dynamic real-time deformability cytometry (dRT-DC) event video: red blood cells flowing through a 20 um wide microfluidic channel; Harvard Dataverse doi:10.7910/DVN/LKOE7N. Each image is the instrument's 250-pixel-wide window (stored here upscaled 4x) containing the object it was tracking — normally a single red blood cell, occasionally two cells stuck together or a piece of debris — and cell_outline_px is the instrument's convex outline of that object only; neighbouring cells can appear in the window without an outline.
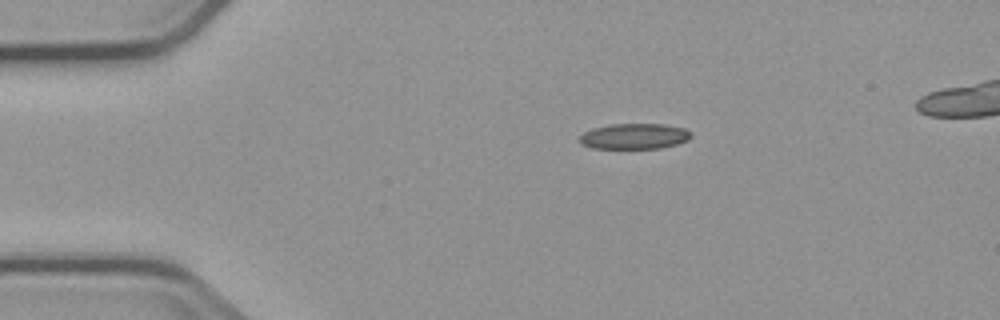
{"species": "common noctule bat (a hibernating species)", "species_latin": "Nyctalus noctula", "temperature_condition": "cold", "stored_images_in_passage": 5, "camera_frame_rate_fps": 3000, "um_per_image_px": 0.085, "animal": {"sex": "male", "body_mass_g": 23.1, "forearm_length_mm": 52.7}, "frame": {"image": 1, "passage_image": 5, "time_ms": 5.333, "image_size_px": [1000, 320], "cell_outline_px": [[692, 136], [688, 140], [676, 144], [660, 148], [592, 148], [580, 144], [580, 136], [584, 132], [592, 128], [608, 124], [664, 124], [684, 128], [692, 132]], "centroid_in_image_um": [53.92, 11.57], "position_along_channel_um": 31.1, "area_um2": 16.7}}